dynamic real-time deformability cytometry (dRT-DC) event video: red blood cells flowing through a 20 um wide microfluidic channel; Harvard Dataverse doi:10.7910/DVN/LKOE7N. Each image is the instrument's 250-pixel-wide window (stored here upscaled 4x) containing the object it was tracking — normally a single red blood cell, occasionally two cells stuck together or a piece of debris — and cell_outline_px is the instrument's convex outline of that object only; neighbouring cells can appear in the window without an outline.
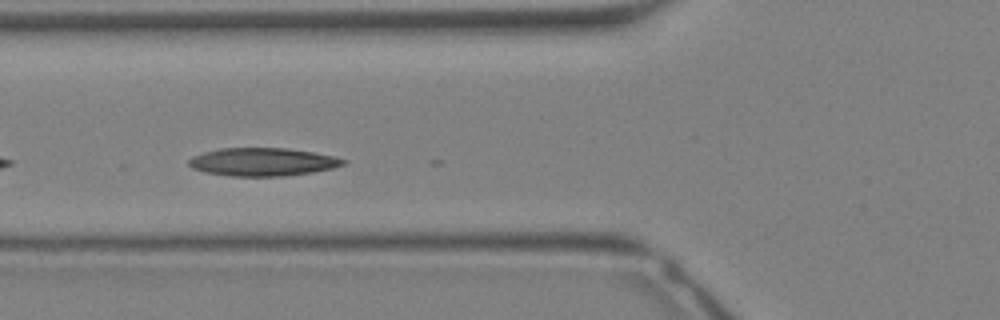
{"species": "Egyptian fruit bat (a non-hibernating species)", "species_latin": "Rousettus aegyptiacus", "temperature_condition": "warm", "stored_images_in_passage": 19, "camera_frame_rate_fps": 3000, "um_per_image_px": 0.085, "animal": {"sex": "female"}, "frame": {"image": 1, "passage_image": 11, "time_ms": 3.333, "image_size_px": [1000, 320], "cell_outline_px": [[348, 164], [332, 168], [312, 172], [284, 176], [232, 176], [204, 172], [192, 168], [188, 164], [188, 160], [192, 156], [204, 152], [220, 148], [288, 148], [312, 152], [332, 156], [348, 160]], "centroid_in_image_um": [22.33, 13.76], "position_along_channel_um": 103.5, "area_um2": 25.32}}
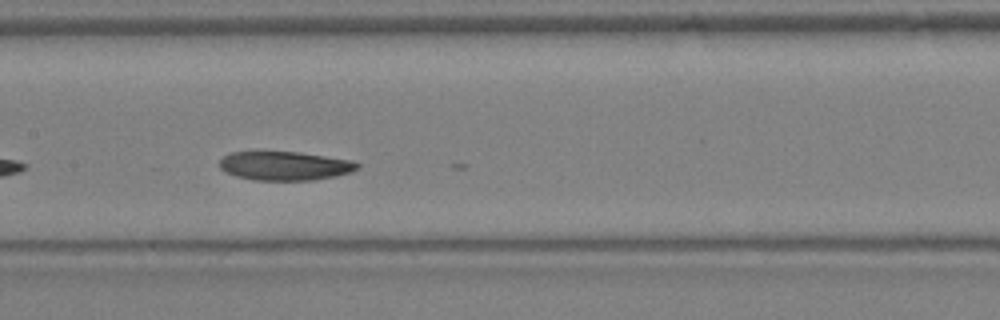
{"frame": {"image": 2, "passage_image": 15, "time_ms": 4.667, "image_size_px": [1000, 320], "cell_outline_px": [[360, 168], [352, 172], [336, 176], [312, 180], [252, 180], [236, 176], [224, 172], [220, 168], [220, 160], [224, 156], [232, 152], [300, 152], [352, 160], [360, 164]], "centroid_in_image_um": [24.24, 14.1], "position_along_channel_um": 183.2, "area_um2": 23.29}}
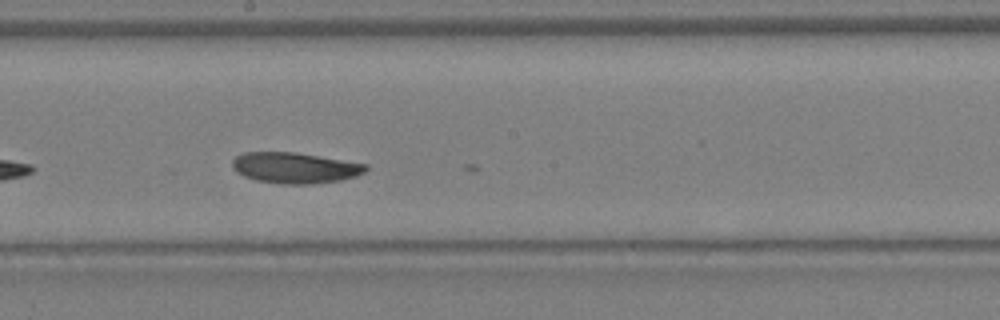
{"frame": {"image": 3, "passage_image": 17, "time_ms": 5.333, "image_size_px": [1000, 320], "cell_outline_px": [[368, 168], [364, 172], [356, 176], [340, 180], [312, 184], [284, 184], [256, 180], [244, 176], [236, 172], [232, 168], [232, 160], [236, 156], [244, 152], [296, 152], [368, 164]], "centroid_in_image_um": [25.06, 14.26], "position_along_channel_um": 223.1, "area_um2": 24.04}}